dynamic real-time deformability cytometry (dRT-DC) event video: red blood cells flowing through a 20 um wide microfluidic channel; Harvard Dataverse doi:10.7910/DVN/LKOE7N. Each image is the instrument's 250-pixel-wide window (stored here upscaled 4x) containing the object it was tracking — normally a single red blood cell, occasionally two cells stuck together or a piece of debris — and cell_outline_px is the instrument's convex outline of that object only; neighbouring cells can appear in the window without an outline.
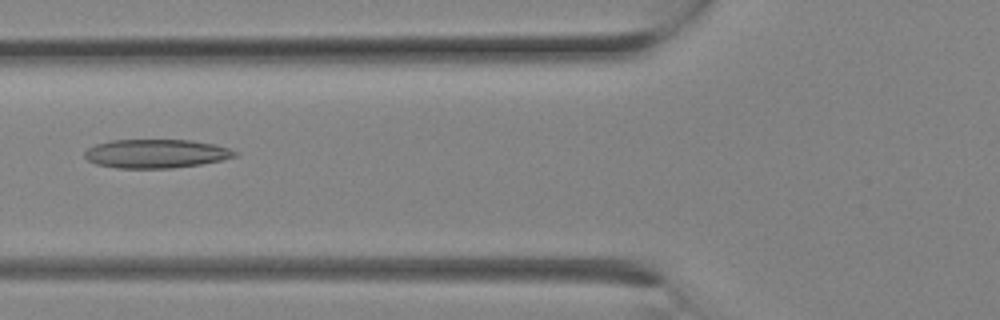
{"species": "Egyptian fruit bat (a non-hibernating species)", "species_latin": "Rousettus aegyptiacus", "temperature_condition": "room temperature", "stored_images_in_passage": 5, "camera_frame_rate_fps": 3000, "um_per_image_px": 0.085, "animal": {"sex": "female"}, "frame": {"image": 1, "passage_image": 4, "time_ms": 1.0, "image_size_px": [1000, 320], "cell_outline_px": [[240, 156], [200, 164], [172, 168], [116, 168], [96, 164], [88, 160], [84, 156], [84, 152], [88, 148], [96, 144], [112, 140], [192, 140], [216, 144], [240, 152]], "centroid_in_image_um": [13.3, 13.06], "position_along_channel_um": 112.5, "area_um2": 25.32}}